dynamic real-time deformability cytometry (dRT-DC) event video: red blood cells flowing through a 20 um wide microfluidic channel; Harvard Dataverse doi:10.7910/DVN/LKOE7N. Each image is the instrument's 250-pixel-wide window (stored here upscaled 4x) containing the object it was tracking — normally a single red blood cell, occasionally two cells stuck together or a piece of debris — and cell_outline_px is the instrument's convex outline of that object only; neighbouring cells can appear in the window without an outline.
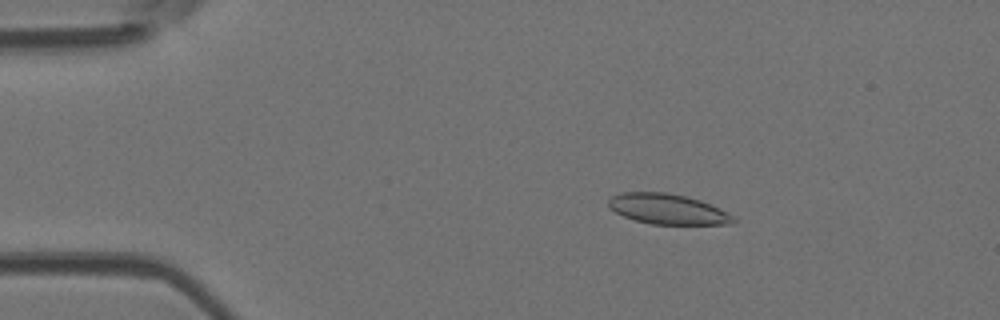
{"species": "Egyptian fruit bat (a non-hibernating species)", "species_latin": "Rousettus aegyptiacus", "temperature_condition": "room temperature", "stored_images_in_passage": 51, "camera_frame_rate_fps": 3000, "um_per_image_px": 0.085, "animal": {"sex": "female"}, "frame": {"image": 1, "passage_image": 8, "time_ms": 2.333, "image_size_px": [1000, 320], "cell_outline_px": [[736, 220], [732, 224], [652, 224], [636, 220], [624, 216], [608, 208], [608, 200], [612, 196], [620, 192], [668, 192], [688, 196], [700, 200], [720, 208], [728, 212]], "centroid_in_image_um": [56.74, 17.76], "position_along_channel_um": 28.3, "area_um2": 22.14}}
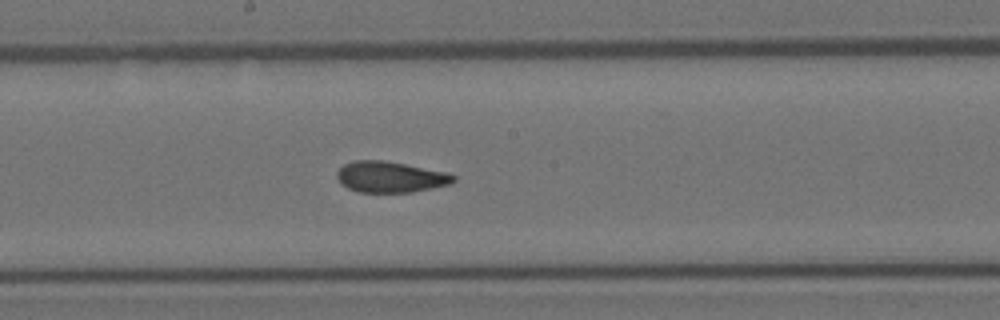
{"frame": {"image": 2, "passage_image": 27, "time_ms": 8.667, "image_size_px": [1000, 320], "cell_outline_px": [[456, 180], [452, 184], [412, 192], [360, 192], [348, 188], [340, 184], [336, 176], [336, 172], [344, 164], [356, 160], [384, 160], [448, 172], [456, 176]], "centroid_in_image_um": [33.19, 15.04], "position_along_channel_um": 215.0, "area_um2": 21.21}}
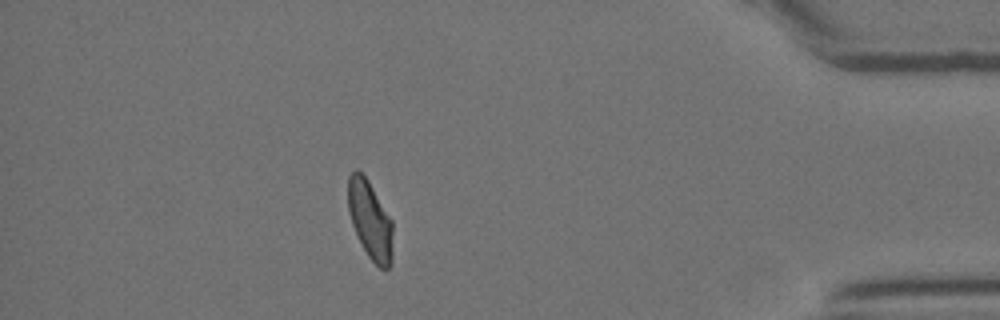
{"frame": {"image": 3, "passage_image": 45, "time_ms": 14.667, "image_size_px": [1000, 320], "cell_outline_px": [[392, 264], [388, 268], [380, 268], [368, 256], [352, 224], [348, 212], [348, 176], [356, 168], [368, 180], [392, 220]], "centroid_in_image_um": [31.46, 18.69], "position_along_channel_um": 403.7, "area_um2": 20.23}, "authors_computed_cell_mechanics": {"area_um2": 21.6172, "velocity_mm_per_s": 3.8889, "shape_relaxation_time_tau1_ms": 10.0522, "shape_relaxation_time_tau2_ms": 1.7622, "deformation_change_tau1": 0.1995, "deformation_change_tau2": 0.0598}}